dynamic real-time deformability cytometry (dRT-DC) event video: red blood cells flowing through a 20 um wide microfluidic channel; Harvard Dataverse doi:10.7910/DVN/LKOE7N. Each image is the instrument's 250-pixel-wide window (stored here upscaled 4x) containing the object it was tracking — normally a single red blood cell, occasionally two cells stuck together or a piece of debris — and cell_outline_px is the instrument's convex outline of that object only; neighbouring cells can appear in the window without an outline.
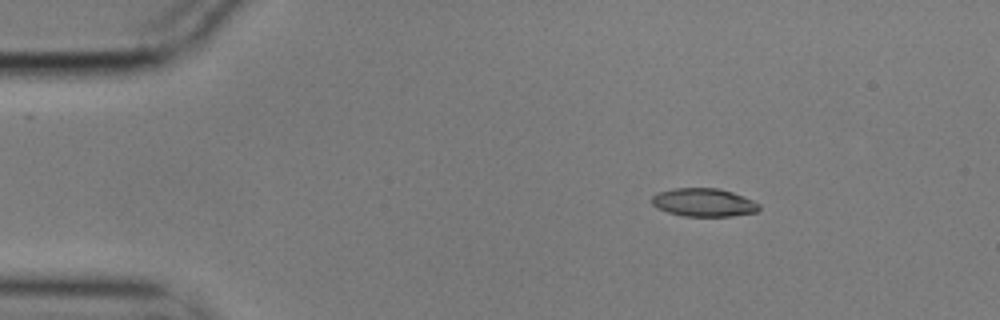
{"species": "common noctule bat (a hibernating species)", "species_latin": "Nyctalus noctula", "temperature_condition": "cold", "stored_images_in_passage": 49, "camera_frame_rate_fps": 3000, "um_per_image_px": 0.085, "animal": {"sex": "male", "body_mass_g": 17.9}, "frame": {"image": 1, "passage_image": 1, "time_ms": 0.0, "image_size_px": [1000, 320], "cell_outline_px": [[760, 208], [756, 212], [732, 216], [684, 216], [668, 212], [656, 208], [652, 204], [652, 196], [656, 192], [676, 188], [720, 188], [732, 192], [752, 200], [760, 204]], "centroid_in_image_um": [59.8, 17.2], "position_along_channel_um": 25.2, "area_um2": 17.69}}
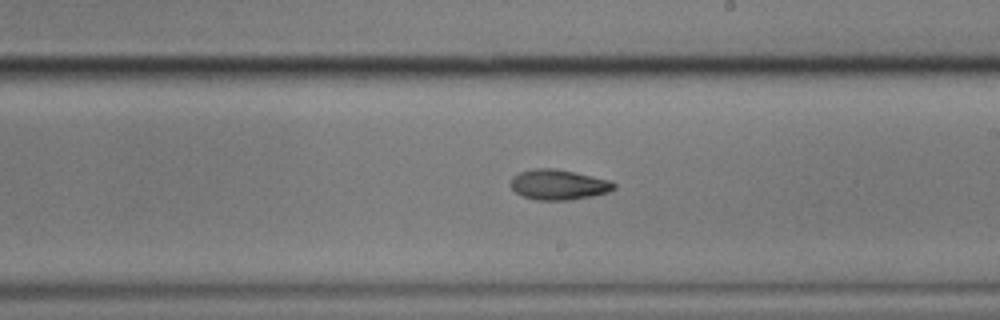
{"frame": {"image": 2, "passage_image": 25, "time_ms": 8.0, "image_size_px": [1000, 320], "cell_outline_px": [[616, 188], [608, 192], [592, 196], [568, 200], [536, 200], [520, 196], [508, 184], [512, 176], [520, 172], [532, 168], [552, 168], [612, 180], [616, 184]], "centroid_in_image_um": [47.44, 15.7], "position_along_channel_um": 241.6, "area_um2": 18.38}}
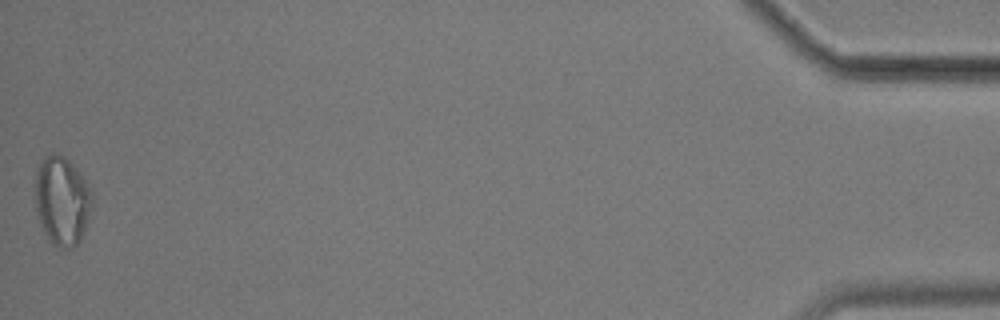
{"frame": {"image": 3, "passage_image": 49, "time_ms": 16.0, "image_size_px": [1000, 320], "cell_outline_px": [[92, 204], [84, 232], [80, 240], [72, 248], [60, 248], [52, 244], [40, 224], [36, 208], [36, 172], [40, 160], [44, 156], [52, 152], [60, 152], [76, 168], [92, 192]], "centroid_in_image_um": [5.26, 17.04], "position_along_channel_um": 429.9, "area_um2": 29.42}, "authors_computed_cell_mechanics": {"area_um2": 18.4382, "velocity_mm_per_s": 3.5144, "shape_relaxation_time_tau1_ms": 6.1695, "shape_relaxation_time_tau2_ms": 9.0139, "deformation_change_tau1": 0.1289, "deformation_change_tau2": 0.1489}}